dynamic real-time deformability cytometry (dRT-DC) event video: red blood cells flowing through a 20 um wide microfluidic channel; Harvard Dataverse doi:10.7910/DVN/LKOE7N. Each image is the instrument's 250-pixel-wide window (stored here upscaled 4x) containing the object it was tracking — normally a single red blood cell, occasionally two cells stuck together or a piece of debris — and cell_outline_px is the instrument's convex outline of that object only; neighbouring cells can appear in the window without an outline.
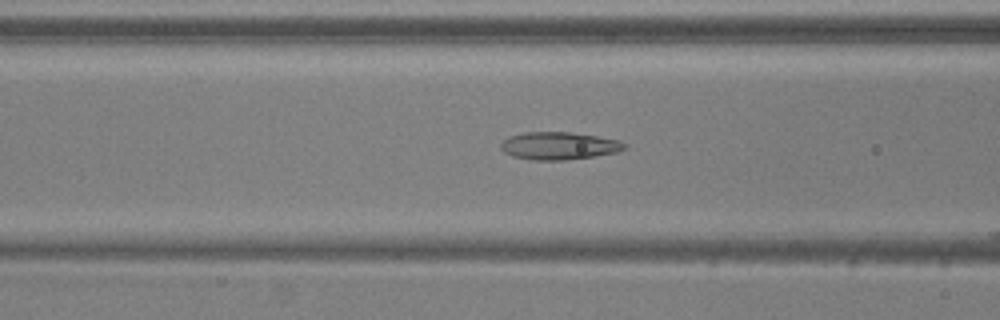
{"species": "common noctule bat (a hibernating species)", "species_latin": "Nyctalus noctula", "temperature_condition": "warm", "stored_images_in_passage": 51, "camera_frame_rate_fps": 3000, "um_per_image_px": 0.085, "animal": {"sex": "male", "body_mass_g": 20.5, "forearm_length_mm": 52.5}, "frame": {"image": 1, "passage_image": 19, "time_ms": 6.0, "image_size_px": [1000, 320], "cell_outline_px": [[628, 148], [620, 152], [564, 160], [528, 160], [512, 156], [504, 152], [500, 148], [500, 144], [508, 136], [524, 132], [568, 132], [596, 136], [620, 140], [628, 144]], "centroid_in_image_um": [47.52, 12.39], "position_along_channel_um": 119.1, "area_um2": 20.11}}
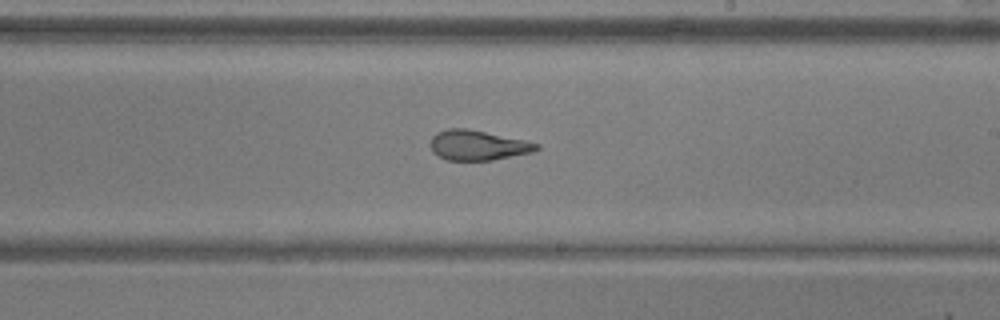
{"frame": {"image": 2, "passage_image": 29, "time_ms": 9.333, "image_size_px": [1000, 320], "cell_outline_px": [[540, 148], [532, 152], [492, 160], [448, 160], [432, 152], [432, 136], [436, 132], [448, 128], [468, 128], [524, 140], [540, 144]], "centroid_in_image_um": [40.62, 12.33], "position_along_channel_um": 248.4, "area_um2": 18.38}}
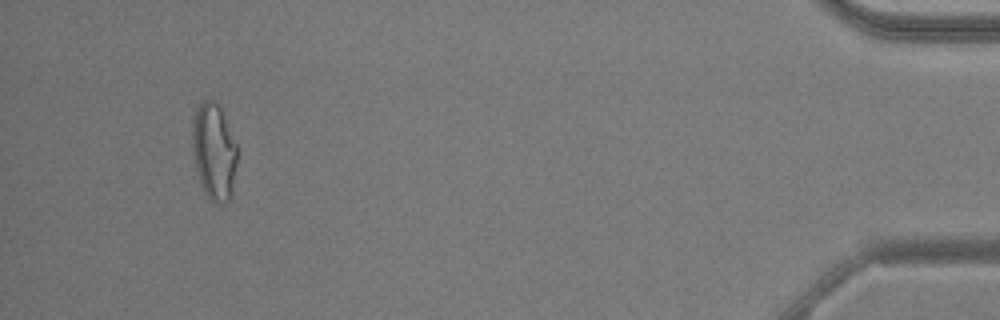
{"frame": {"image": 3, "passage_image": 48, "time_ms": 15.667, "image_size_px": [1000, 320], "cell_outline_px": [[240, 148], [232, 196], [224, 204], [216, 204], [204, 192], [200, 184], [192, 152], [192, 116], [196, 108], [204, 100], [212, 100], [220, 108]], "centroid_in_image_um": [18.22, 12.91], "position_along_channel_um": 417.0, "area_um2": 26.07}, "authors_computed_cell_mechanics": {"area_um2": 20.808, "velocity_mm_per_s": 3.8736, "shape_relaxation_time_tau1_ms": null, "shape_relaxation_time_tau2_ms": 1.2536, "deformation_change_tau1": null, "deformation_change_tau2": 0.0719}}